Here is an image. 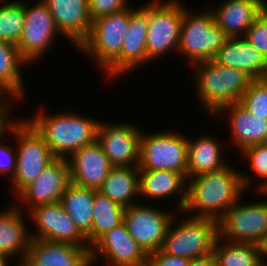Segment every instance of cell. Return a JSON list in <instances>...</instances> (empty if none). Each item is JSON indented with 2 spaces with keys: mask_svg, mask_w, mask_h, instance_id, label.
Masks as SVG:
<instances>
[{
  "mask_svg": "<svg viewBox=\"0 0 267 266\" xmlns=\"http://www.w3.org/2000/svg\"><path fill=\"white\" fill-rule=\"evenodd\" d=\"M241 171L231 163L187 180L183 215L219 220L246 192ZM185 212V213H184ZM193 213V214H192Z\"/></svg>",
  "mask_w": 267,
  "mask_h": 266,
  "instance_id": "cell-1",
  "label": "cell"
},
{
  "mask_svg": "<svg viewBox=\"0 0 267 266\" xmlns=\"http://www.w3.org/2000/svg\"><path fill=\"white\" fill-rule=\"evenodd\" d=\"M46 110L40 105L34 116L27 117V120L44 137L55 158L67 159L76 150L96 140L99 119L67 109L55 114Z\"/></svg>",
  "mask_w": 267,
  "mask_h": 266,
  "instance_id": "cell-2",
  "label": "cell"
},
{
  "mask_svg": "<svg viewBox=\"0 0 267 266\" xmlns=\"http://www.w3.org/2000/svg\"><path fill=\"white\" fill-rule=\"evenodd\" d=\"M192 66L196 98L211 116L223 106L238 102L253 80L243 70L219 65L213 59Z\"/></svg>",
  "mask_w": 267,
  "mask_h": 266,
  "instance_id": "cell-3",
  "label": "cell"
},
{
  "mask_svg": "<svg viewBox=\"0 0 267 266\" xmlns=\"http://www.w3.org/2000/svg\"><path fill=\"white\" fill-rule=\"evenodd\" d=\"M8 135L13 136L14 141H16L14 144L17 151V165L10 182L11 187H13L12 191L15 193L13 196L16 197L56 158L46 144L44 137L26 118L21 117Z\"/></svg>",
  "mask_w": 267,
  "mask_h": 266,
  "instance_id": "cell-4",
  "label": "cell"
},
{
  "mask_svg": "<svg viewBox=\"0 0 267 266\" xmlns=\"http://www.w3.org/2000/svg\"><path fill=\"white\" fill-rule=\"evenodd\" d=\"M177 216L169 225L161 250L189 260L212 254L219 238L218 221L186 214L178 222Z\"/></svg>",
  "mask_w": 267,
  "mask_h": 266,
  "instance_id": "cell-5",
  "label": "cell"
},
{
  "mask_svg": "<svg viewBox=\"0 0 267 266\" xmlns=\"http://www.w3.org/2000/svg\"><path fill=\"white\" fill-rule=\"evenodd\" d=\"M183 11L180 27L179 48L176 55L187 58L192 66L202 61L214 59L228 37L215 23L211 9L208 11Z\"/></svg>",
  "mask_w": 267,
  "mask_h": 266,
  "instance_id": "cell-6",
  "label": "cell"
},
{
  "mask_svg": "<svg viewBox=\"0 0 267 266\" xmlns=\"http://www.w3.org/2000/svg\"><path fill=\"white\" fill-rule=\"evenodd\" d=\"M168 130V131H167ZM141 132L139 170H166L181 173L187 179L188 145L184 133L167 129Z\"/></svg>",
  "mask_w": 267,
  "mask_h": 266,
  "instance_id": "cell-7",
  "label": "cell"
},
{
  "mask_svg": "<svg viewBox=\"0 0 267 266\" xmlns=\"http://www.w3.org/2000/svg\"><path fill=\"white\" fill-rule=\"evenodd\" d=\"M135 6L111 13L92 21L88 38L77 51L93 59L103 72L119 55L129 24V15Z\"/></svg>",
  "mask_w": 267,
  "mask_h": 266,
  "instance_id": "cell-8",
  "label": "cell"
},
{
  "mask_svg": "<svg viewBox=\"0 0 267 266\" xmlns=\"http://www.w3.org/2000/svg\"><path fill=\"white\" fill-rule=\"evenodd\" d=\"M181 0L147 2V57L151 62L179 48L180 27L186 8ZM154 60V61H153Z\"/></svg>",
  "mask_w": 267,
  "mask_h": 266,
  "instance_id": "cell-9",
  "label": "cell"
},
{
  "mask_svg": "<svg viewBox=\"0 0 267 266\" xmlns=\"http://www.w3.org/2000/svg\"><path fill=\"white\" fill-rule=\"evenodd\" d=\"M259 194L267 198V192ZM242 199L218 220L219 238L233 243L259 244L267 236V199L246 204Z\"/></svg>",
  "mask_w": 267,
  "mask_h": 266,
  "instance_id": "cell-10",
  "label": "cell"
},
{
  "mask_svg": "<svg viewBox=\"0 0 267 266\" xmlns=\"http://www.w3.org/2000/svg\"><path fill=\"white\" fill-rule=\"evenodd\" d=\"M146 204L147 202H139L125 208L123 223L133 239L148 255L161 249L176 213L173 209L163 210L154 204L153 206Z\"/></svg>",
  "mask_w": 267,
  "mask_h": 266,
  "instance_id": "cell-11",
  "label": "cell"
},
{
  "mask_svg": "<svg viewBox=\"0 0 267 266\" xmlns=\"http://www.w3.org/2000/svg\"><path fill=\"white\" fill-rule=\"evenodd\" d=\"M32 5L24 1V30L17 44L21 57L30 65L38 63L48 54L56 36L60 34L46 2L37 0Z\"/></svg>",
  "mask_w": 267,
  "mask_h": 266,
  "instance_id": "cell-12",
  "label": "cell"
},
{
  "mask_svg": "<svg viewBox=\"0 0 267 266\" xmlns=\"http://www.w3.org/2000/svg\"><path fill=\"white\" fill-rule=\"evenodd\" d=\"M148 34L147 3L137 7L129 15V24L120 55L103 71L109 79H115L151 62L147 57ZM136 68V69H135Z\"/></svg>",
  "mask_w": 267,
  "mask_h": 266,
  "instance_id": "cell-13",
  "label": "cell"
},
{
  "mask_svg": "<svg viewBox=\"0 0 267 266\" xmlns=\"http://www.w3.org/2000/svg\"><path fill=\"white\" fill-rule=\"evenodd\" d=\"M100 120L96 140L114 167H136L139 163L141 129L130 122Z\"/></svg>",
  "mask_w": 267,
  "mask_h": 266,
  "instance_id": "cell-14",
  "label": "cell"
},
{
  "mask_svg": "<svg viewBox=\"0 0 267 266\" xmlns=\"http://www.w3.org/2000/svg\"><path fill=\"white\" fill-rule=\"evenodd\" d=\"M27 214L34 221L35 232L30 229L32 239L87 246L86 236L77 228L60 202L36 206Z\"/></svg>",
  "mask_w": 267,
  "mask_h": 266,
  "instance_id": "cell-15",
  "label": "cell"
},
{
  "mask_svg": "<svg viewBox=\"0 0 267 266\" xmlns=\"http://www.w3.org/2000/svg\"><path fill=\"white\" fill-rule=\"evenodd\" d=\"M70 183L67 159L56 158L31 184L14 197L15 200L12 203L21 210L27 207L29 211L39 205L60 202Z\"/></svg>",
  "mask_w": 267,
  "mask_h": 266,
  "instance_id": "cell-16",
  "label": "cell"
},
{
  "mask_svg": "<svg viewBox=\"0 0 267 266\" xmlns=\"http://www.w3.org/2000/svg\"><path fill=\"white\" fill-rule=\"evenodd\" d=\"M147 256L124 223L108 231L91 247L93 266L101 258L108 266H146Z\"/></svg>",
  "mask_w": 267,
  "mask_h": 266,
  "instance_id": "cell-17",
  "label": "cell"
},
{
  "mask_svg": "<svg viewBox=\"0 0 267 266\" xmlns=\"http://www.w3.org/2000/svg\"><path fill=\"white\" fill-rule=\"evenodd\" d=\"M21 266H92L91 248L67 242L32 239Z\"/></svg>",
  "mask_w": 267,
  "mask_h": 266,
  "instance_id": "cell-18",
  "label": "cell"
},
{
  "mask_svg": "<svg viewBox=\"0 0 267 266\" xmlns=\"http://www.w3.org/2000/svg\"><path fill=\"white\" fill-rule=\"evenodd\" d=\"M67 161L71 183L95 190L114 167L97 140L76 150Z\"/></svg>",
  "mask_w": 267,
  "mask_h": 266,
  "instance_id": "cell-19",
  "label": "cell"
},
{
  "mask_svg": "<svg viewBox=\"0 0 267 266\" xmlns=\"http://www.w3.org/2000/svg\"><path fill=\"white\" fill-rule=\"evenodd\" d=\"M60 35L76 49L88 38L92 19L88 0H44Z\"/></svg>",
  "mask_w": 267,
  "mask_h": 266,
  "instance_id": "cell-20",
  "label": "cell"
},
{
  "mask_svg": "<svg viewBox=\"0 0 267 266\" xmlns=\"http://www.w3.org/2000/svg\"><path fill=\"white\" fill-rule=\"evenodd\" d=\"M0 210V254L13 259L18 257V266H21L32 240L30 230L27 229L26 217L14 203ZM18 254V255H17Z\"/></svg>",
  "mask_w": 267,
  "mask_h": 266,
  "instance_id": "cell-21",
  "label": "cell"
},
{
  "mask_svg": "<svg viewBox=\"0 0 267 266\" xmlns=\"http://www.w3.org/2000/svg\"><path fill=\"white\" fill-rule=\"evenodd\" d=\"M227 116L231 130L230 143L238 152L248 146L261 144L267 134V120L264 117L252 115L242 107L239 102L223 106L214 116L217 118ZM240 150V151H239Z\"/></svg>",
  "mask_w": 267,
  "mask_h": 266,
  "instance_id": "cell-22",
  "label": "cell"
},
{
  "mask_svg": "<svg viewBox=\"0 0 267 266\" xmlns=\"http://www.w3.org/2000/svg\"><path fill=\"white\" fill-rule=\"evenodd\" d=\"M213 8L214 21L228 38L244 37L264 9V0H226Z\"/></svg>",
  "mask_w": 267,
  "mask_h": 266,
  "instance_id": "cell-23",
  "label": "cell"
},
{
  "mask_svg": "<svg viewBox=\"0 0 267 266\" xmlns=\"http://www.w3.org/2000/svg\"><path fill=\"white\" fill-rule=\"evenodd\" d=\"M187 179L174 171L139 170V197L144 200L160 201L169 196H178V206L182 212L186 202ZM180 195V196H179ZM164 198V199H163ZM153 199V200H152Z\"/></svg>",
  "mask_w": 267,
  "mask_h": 266,
  "instance_id": "cell-24",
  "label": "cell"
},
{
  "mask_svg": "<svg viewBox=\"0 0 267 266\" xmlns=\"http://www.w3.org/2000/svg\"><path fill=\"white\" fill-rule=\"evenodd\" d=\"M219 65L243 70L253 79L263 78L267 59L244 37L228 38L213 59Z\"/></svg>",
  "mask_w": 267,
  "mask_h": 266,
  "instance_id": "cell-25",
  "label": "cell"
},
{
  "mask_svg": "<svg viewBox=\"0 0 267 266\" xmlns=\"http://www.w3.org/2000/svg\"><path fill=\"white\" fill-rule=\"evenodd\" d=\"M218 139L211 133H203V135L201 133L195 140L187 136V180L194 176L217 171L228 165V158L225 159L222 144Z\"/></svg>",
  "mask_w": 267,
  "mask_h": 266,
  "instance_id": "cell-26",
  "label": "cell"
},
{
  "mask_svg": "<svg viewBox=\"0 0 267 266\" xmlns=\"http://www.w3.org/2000/svg\"><path fill=\"white\" fill-rule=\"evenodd\" d=\"M29 65L16 45L0 40V91L7 97L25 101L27 89L21 69ZM26 91V92H25Z\"/></svg>",
  "mask_w": 267,
  "mask_h": 266,
  "instance_id": "cell-27",
  "label": "cell"
},
{
  "mask_svg": "<svg viewBox=\"0 0 267 266\" xmlns=\"http://www.w3.org/2000/svg\"><path fill=\"white\" fill-rule=\"evenodd\" d=\"M98 191L124 208L139 203V167H113Z\"/></svg>",
  "mask_w": 267,
  "mask_h": 266,
  "instance_id": "cell-28",
  "label": "cell"
},
{
  "mask_svg": "<svg viewBox=\"0 0 267 266\" xmlns=\"http://www.w3.org/2000/svg\"><path fill=\"white\" fill-rule=\"evenodd\" d=\"M95 189L70 183L60 199L63 209L70 215L77 228L86 236L92 228Z\"/></svg>",
  "mask_w": 267,
  "mask_h": 266,
  "instance_id": "cell-29",
  "label": "cell"
},
{
  "mask_svg": "<svg viewBox=\"0 0 267 266\" xmlns=\"http://www.w3.org/2000/svg\"><path fill=\"white\" fill-rule=\"evenodd\" d=\"M125 208L95 190L91 231L86 235L91 248L108 231L123 223Z\"/></svg>",
  "mask_w": 267,
  "mask_h": 266,
  "instance_id": "cell-30",
  "label": "cell"
},
{
  "mask_svg": "<svg viewBox=\"0 0 267 266\" xmlns=\"http://www.w3.org/2000/svg\"><path fill=\"white\" fill-rule=\"evenodd\" d=\"M216 266H258L259 245L216 240L213 249Z\"/></svg>",
  "mask_w": 267,
  "mask_h": 266,
  "instance_id": "cell-31",
  "label": "cell"
},
{
  "mask_svg": "<svg viewBox=\"0 0 267 266\" xmlns=\"http://www.w3.org/2000/svg\"><path fill=\"white\" fill-rule=\"evenodd\" d=\"M24 23V0H0V40L17 46Z\"/></svg>",
  "mask_w": 267,
  "mask_h": 266,
  "instance_id": "cell-32",
  "label": "cell"
},
{
  "mask_svg": "<svg viewBox=\"0 0 267 266\" xmlns=\"http://www.w3.org/2000/svg\"><path fill=\"white\" fill-rule=\"evenodd\" d=\"M240 153L247 164L249 163V170L253 172L251 175L249 172L245 173L246 171L240 173L245 190L249 191L257 177L258 180H261L257 181L258 184L255 185L257 191L254 189L255 192H267V148L262 144H255L246 147Z\"/></svg>",
  "mask_w": 267,
  "mask_h": 266,
  "instance_id": "cell-33",
  "label": "cell"
},
{
  "mask_svg": "<svg viewBox=\"0 0 267 266\" xmlns=\"http://www.w3.org/2000/svg\"><path fill=\"white\" fill-rule=\"evenodd\" d=\"M238 102L254 116L267 120V83L261 79H253Z\"/></svg>",
  "mask_w": 267,
  "mask_h": 266,
  "instance_id": "cell-34",
  "label": "cell"
},
{
  "mask_svg": "<svg viewBox=\"0 0 267 266\" xmlns=\"http://www.w3.org/2000/svg\"><path fill=\"white\" fill-rule=\"evenodd\" d=\"M244 38L267 59V12H262L254 19Z\"/></svg>",
  "mask_w": 267,
  "mask_h": 266,
  "instance_id": "cell-35",
  "label": "cell"
},
{
  "mask_svg": "<svg viewBox=\"0 0 267 266\" xmlns=\"http://www.w3.org/2000/svg\"><path fill=\"white\" fill-rule=\"evenodd\" d=\"M128 0H88L89 14L93 20L129 8Z\"/></svg>",
  "mask_w": 267,
  "mask_h": 266,
  "instance_id": "cell-36",
  "label": "cell"
},
{
  "mask_svg": "<svg viewBox=\"0 0 267 266\" xmlns=\"http://www.w3.org/2000/svg\"><path fill=\"white\" fill-rule=\"evenodd\" d=\"M6 144L4 140L0 139V175H6L7 178L10 176L8 182H11L17 165V151L16 145Z\"/></svg>",
  "mask_w": 267,
  "mask_h": 266,
  "instance_id": "cell-37",
  "label": "cell"
},
{
  "mask_svg": "<svg viewBox=\"0 0 267 266\" xmlns=\"http://www.w3.org/2000/svg\"><path fill=\"white\" fill-rule=\"evenodd\" d=\"M12 101L17 103L19 100L15 98L11 100V97L7 96L0 99V139H5L4 134L8 135L11 128L20 120V117L13 118L11 114L14 106Z\"/></svg>",
  "mask_w": 267,
  "mask_h": 266,
  "instance_id": "cell-38",
  "label": "cell"
},
{
  "mask_svg": "<svg viewBox=\"0 0 267 266\" xmlns=\"http://www.w3.org/2000/svg\"><path fill=\"white\" fill-rule=\"evenodd\" d=\"M190 260L172 256L161 249L148 254L146 266H189Z\"/></svg>",
  "mask_w": 267,
  "mask_h": 266,
  "instance_id": "cell-39",
  "label": "cell"
},
{
  "mask_svg": "<svg viewBox=\"0 0 267 266\" xmlns=\"http://www.w3.org/2000/svg\"><path fill=\"white\" fill-rule=\"evenodd\" d=\"M189 266H216V261L213 254H208L190 260Z\"/></svg>",
  "mask_w": 267,
  "mask_h": 266,
  "instance_id": "cell-40",
  "label": "cell"
},
{
  "mask_svg": "<svg viewBox=\"0 0 267 266\" xmlns=\"http://www.w3.org/2000/svg\"><path fill=\"white\" fill-rule=\"evenodd\" d=\"M259 245V254H260V263L267 264V236L258 244Z\"/></svg>",
  "mask_w": 267,
  "mask_h": 266,
  "instance_id": "cell-41",
  "label": "cell"
},
{
  "mask_svg": "<svg viewBox=\"0 0 267 266\" xmlns=\"http://www.w3.org/2000/svg\"><path fill=\"white\" fill-rule=\"evenodd\" d=\"M10 259L7 255L0 254V266H9Z\"/></svg>",
  "mask_w": 267,
  "mask_h": 266,
  "instance_id": "cell-42",
  "label": "cell"
},
{
  "mask_svg": "<svg viewBox=\"0 0 267 266\" xmlns=\"http://www.w3.org/2000/svg\"><path fill=\"white\" fill-rule=\"evenodd\" d=\"M261 144L267 148V134L265 135V137H264L263 141L261 142Z\"/></svg>",
  "mask_w": 267,
  "mask_h": 266,
  "instance_id": "cell-43",
  "label": "cell"
},
{
  "mask_svg": "<svg viewBox=\"0 0 267 266\" xmlns=\"http://www.w3.org/2000/svg\"><path fill=\"white\" fill-rule=\"evenodd\" d=\"M262 79L267 83V69H266L265 74H264Z\"/></svg>",
  "mask_w": 267,
  "mask_h": 266,
  "instance_id": "cell-44",
  "label": "cell"
},
{
  "mask_svg": "<svg viewBox=\"0 0 267 266\" xmlns=\"http://www.w3.org/2000/svg\"><path fill=\"white\" fill-rule=\"evenodd\" d=\"M264 10L267 12V1L264 0Z\"/></svg>",
  "mask_w": 267,
  "mask_h": 266,
  "instance_id": "cell-45",
  "label": "cell"
},
{
  "mask_svg": "<svg viewBox=\"0 0 267 266\" xmlns=\"http://www.w3.org/2000/svg\"><path fill=\"white\" fill-rule=\"evenodd\" d=\"M6 97L1 91H0V99Z\"/></svg>",
  "mask_w": 267,
  "mask_h": 266,
  "instance_id": "cell-46",
  "label": "cell"
},
{
  "mask_svg": "<svg viewBox=\"0 0 267 266\" xmlns=\"http://www.w3.org/2000/svg\"><path fill=\"white\" fill-rule=\"evenodd\" d=\"M258 266H267V264L260 263Z\"/></svg>",
  "mask_w": 267,
  "mask_h": 266,
  "instance_id": "cell-47",
  "label": "cell"
}]
</instances>
